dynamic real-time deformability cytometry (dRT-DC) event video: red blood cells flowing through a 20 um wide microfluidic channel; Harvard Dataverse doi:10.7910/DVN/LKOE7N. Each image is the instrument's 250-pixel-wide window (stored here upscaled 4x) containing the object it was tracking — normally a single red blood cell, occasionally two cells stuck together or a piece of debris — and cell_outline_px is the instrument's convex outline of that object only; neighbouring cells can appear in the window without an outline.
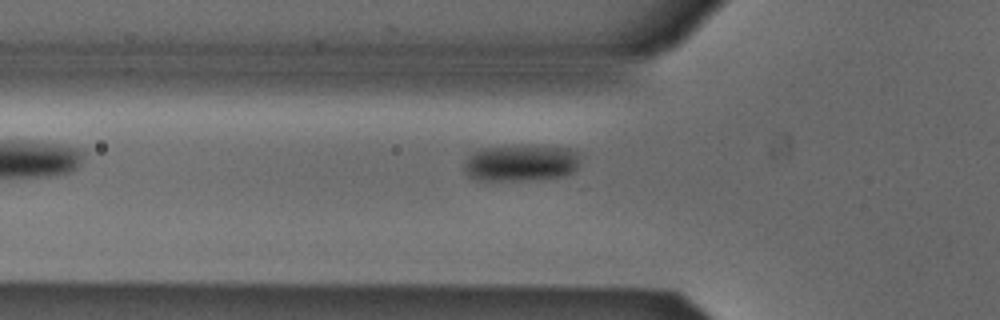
{"species": "Egyptian fruit bat (a non-hibernating species)", "species_latin": "Rousettus aegyptiacus", "temperature_condition": "cold", "stored_images_in_passage": 19, "camera_frame_rate_fps": 3000, "um_per_image_px": 0.085, "animal": {"sex": "male"}, "frame": {"image": 1, "passage_image": 2, "time_ms": 0.333, "image_size_px": [1000, 320], "cell_outline_px": [[580, 164], [572, 172], [560, 176], [512, 180], [480, 180], [468, 176], [464, 172], [464, 160], [468, 156], [484, 148], [516, 144], [532, 144], [568, 148], [576, 152], [580, 156]], "centroid_in_image_um": [44.27, 13.8], "position_along_channel_um": 81.5, "area_um2": 24.97}}
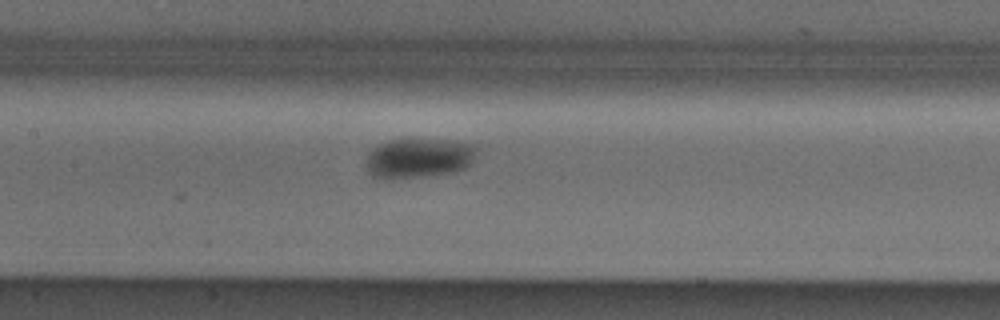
{"frame": {"image": 2, "passage_image": 9, "time_ms": 2.667, "image_size_px": [1000, 320], "cell_outline_px": [[476, 152], [472, 160], [464, 168], [456, 172], [424, 176], [388, 180], [384, 180], [372, 176], [368, 172], [364, 164], [364, 160], [368, 152], [372, 148], [388, 140], [404, 136], [452, 140], [472, 144], [476, 148]], "centroid_in_image_um": [35.5, 13.4], "position_along_channel_um": 171.9, "area_um2": 26.82}}
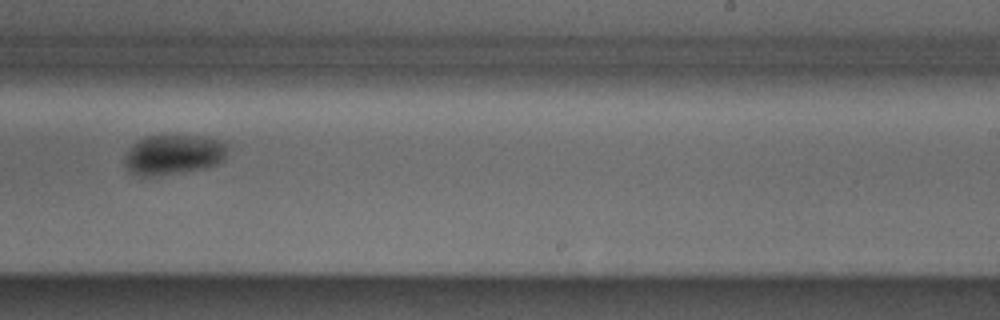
{"frame": {"image": 3, "passage_image": 17, "time_ms": 5.333, "image_size_px": [1000, 320], "cell_outline_px": [[228, 148], [224, 160], [216, 164], [204, 168], [152, 176], [140, 176], [128, 172], [124, 164], [124, 156], [132, 144], [148, 136], [164, 132], [208, 136], [220, 140], [228, 144]], "centroid_in_image_um": [14.74, 13.08], "position_along_channel_um": 274.3, "area_um2": 24.91}}